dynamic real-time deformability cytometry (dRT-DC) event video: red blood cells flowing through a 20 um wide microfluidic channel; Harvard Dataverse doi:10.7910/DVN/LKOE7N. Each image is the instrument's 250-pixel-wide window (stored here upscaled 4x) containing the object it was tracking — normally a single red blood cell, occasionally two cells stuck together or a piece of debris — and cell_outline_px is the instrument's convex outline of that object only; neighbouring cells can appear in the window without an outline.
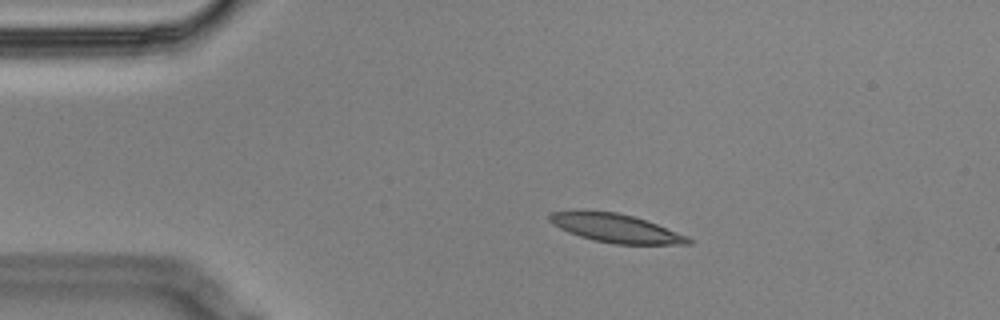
{"species": "Egyptian fruit bat (a non-hibernating species)", "species_latin": "Rousettus aegyptiacus", "temperature_condition": "cold", "stored_images_in_passage": 48, "camera_frame_rate_fps": 3000, "um_per_image_px": 0.085, "animal": {"sex": "male"}, "frame": {"image": 1, "passage_image": 1, "time_ms": 0.0, "image_size_px": [1000, 320], "cell_outline_px": [[692, 244], [616, 244], [592, 240], [568, 232], [552, 224], [548, 220], [548, 216], [552, 212], [616, 212], [632, 216], [656, 224], [688, 236], [692, 240]], "centroid_in_image_um": [52.37, 19.42], "position_along_channel_um": 32.6, "area_um2": 22.48}}
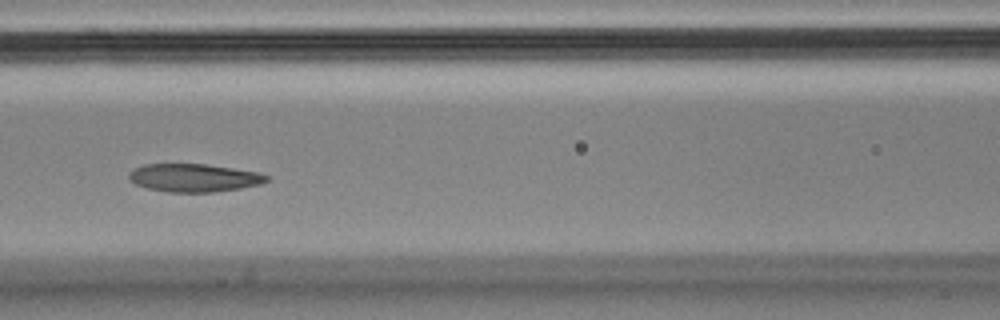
{"frame": {"image": 2, "passage_image": 15, "time_ms": 4.667, "image_size_px": [1000, 320], "cell_outline_px": [[268, 180], [260, 184], [240, 188], [216, 192], [168, 192], [148, 188], [136, 184], [128, 180], [128, 176], [136, 168], [144, 164], [204, 164], [232, 168], [256, 172], [268, 176]], "centroid_in_image_um": [16.47, 15.12], "position_along_channel_um": 150.1, "area_um2": 22.25}}
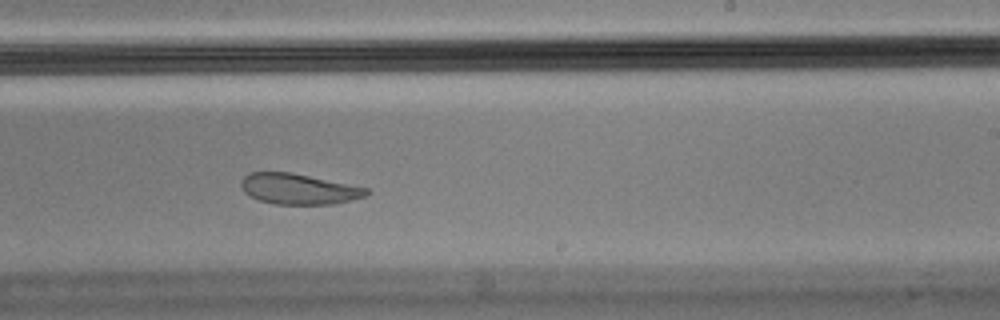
{"frame": {"image": 3, "passage_image": 25, "time_ms": 8.0, "image_size_px": [1000, 320], "cell_outline_px": [[372, 192], [368, 196], [332, 204], [276, 204], [260, 200], [248, 196], [244, 192], [240, 184], [240, 180], [248, 172], [288, 172], [368, 188]], "centroid_in_image_um": [25.37, 16.06], "position_along_channel_um": 263.6, "area_um2": 22.31}, "authors_computed_cell_mechanics": {"area_um2": 24.3916, "velocity_mm_per_s": 3.409, "shape_relaxation_time_tau1_ms": null, "shape_relaxation_time_tau2_ms": 3.8853, "deformation_change_tau1": null, "deformation_change_tau2": 0.0728}}